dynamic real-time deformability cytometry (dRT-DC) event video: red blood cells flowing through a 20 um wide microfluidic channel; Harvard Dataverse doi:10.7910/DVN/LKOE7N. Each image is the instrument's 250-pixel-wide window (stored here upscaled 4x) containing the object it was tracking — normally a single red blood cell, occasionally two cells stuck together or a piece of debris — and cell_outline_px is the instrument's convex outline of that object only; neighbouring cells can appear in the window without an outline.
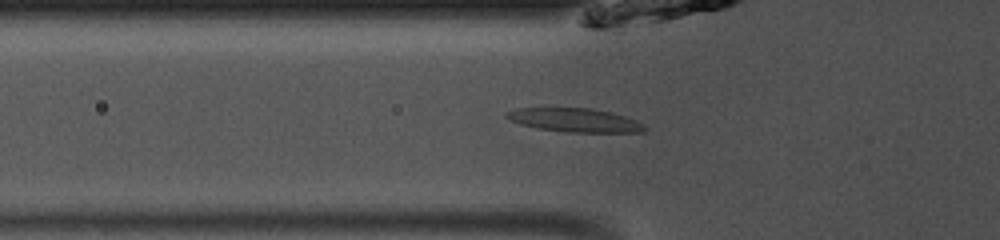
{"species": "common noctule bat (a hibernating species)", "species_latin": "Nyctalus noctula", "temperature_condition": "room temperature", "stored_images_in_passage": 48, "camera_frame_rate_fps": 3000, "um_per_image_px": 0.085, "animal": {"sex": "male", "body_mass_g": 13.0, "forearm_length_mm": 53.1}, "frame": {"image": 1, "passage_image": 16, "time_ms": 5.0, "image_size_px": [1000, 240], "cell_outline_px": [[648, 128], [644, 132], [568, 132], [536, 128], [520, 124], [508, 120], [504, 116], [504, 112], [516, 108], [592, 108], [612, 112], [636, 120], [644, 124]], "centroid_in_image_um": [48.83, 10.21], "position_along_channel_um": 77.0, "area_um2": 19.31}}
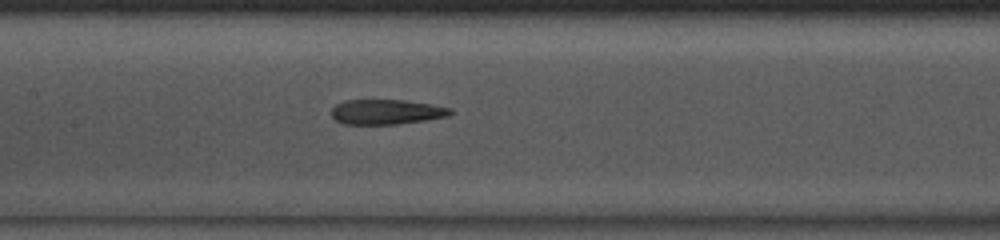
{"frame": {"image": 2, "passage_image": 23, "time_ms": 7.333, "image_size_px": [1000, 240], "cell_outline_px": [[452, 112], [448, 116], [424, 120], [396, 124], [344, 124], [336, 120], [332, 116], [332, 108], [336, 104], [344, 100], [404, 100], [432, 104], [452, 108]], "centroid_in_image_um": [32.84, 9.5], "position_along_channel_um": 174.6, "area_um2": 17.22}}
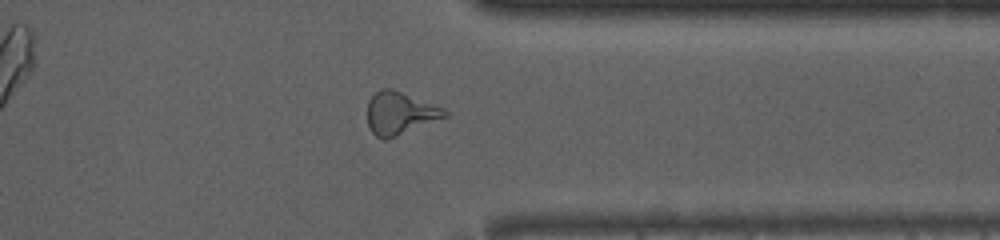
{"frame": {"image": 3, "passage_image": 38, "time_ms": 12.333, "image_size_px": [1000, 240], "cell_outline_px": [[448, 116], [388, 140], [384, 140], [376, 136], [368, 128], [368, 100], [376, 92], [384, 88], [392, 88], [444, 108], [448, 112]], "centroid_in_image_um": [33.99, 9.64], "position_along_channel_um": 377.4, "area_um2": 19.31}, "authors_computed_cell_mechanics": {"area_um2": 18.5538, "velocity_mm_per_s": 4.1102, "shape_relaxation_time_tau1_ms": null, "shape_relaxation_time_tau2_ms": 3.4765, "deformation_change_tau1": null, "deformation_change_tau2": 0.1372}}